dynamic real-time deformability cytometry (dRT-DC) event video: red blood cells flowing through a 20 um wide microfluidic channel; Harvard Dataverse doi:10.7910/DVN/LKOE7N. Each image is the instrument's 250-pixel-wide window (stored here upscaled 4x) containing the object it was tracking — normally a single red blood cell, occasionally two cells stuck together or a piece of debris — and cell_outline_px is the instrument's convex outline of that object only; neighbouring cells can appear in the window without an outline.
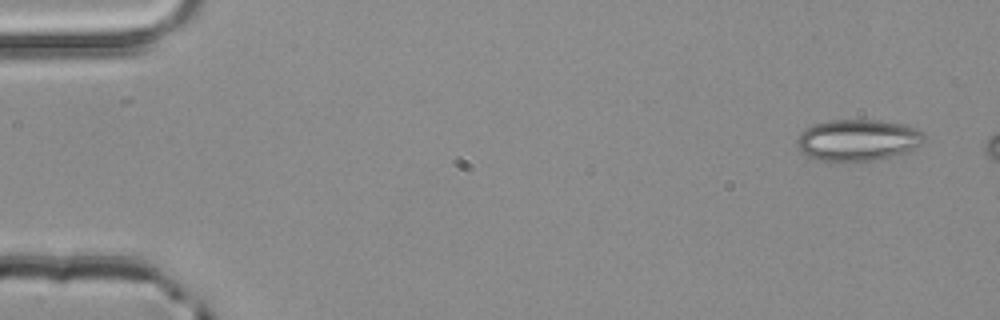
{"species": "common noctule bat (a hibernating species)", "species_latin": "Nyctalus noctula", "temperature_condition": "room temperature", "stored_images_in_passage": 4, "segment_of_instrument_passage": [2, 2], "camera_frame_rate_fps": 3000, "um_per_image_px": 0.085, "animal": {"sex": "male", "body_mass_g": 20.4}, "frame": {"image": 1, "passage_image": 4, "time_ms": 1.0, "image_size_px": [1000, 320], "cell_outline_px": [[924, 140], [916, 148], [908, 152], [876, 160], [820, 160], [808, 156], [800, 152], [796, 144], [796, 140], [800, 132], [804, 128], [812, 124], [828, 120], [876, 120], [904, 124], [916, 128], [924, 132]], "centroid_in_image_um": [72.9, 11.89], "position_along_channel_um": 12.1, "area_um2": 30.87}}